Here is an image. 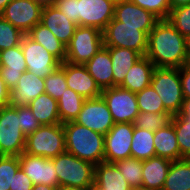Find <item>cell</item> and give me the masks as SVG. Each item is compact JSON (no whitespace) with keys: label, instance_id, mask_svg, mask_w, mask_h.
Returning <instances> with one entry per match:
<instances>
[{"label":"cell","instance_id":"277c9868","mask_svg":"<svg viewBox=\"0 0 190 190\" xmlns=\"http://www.w3.org/2000/svg\"><path fill=\"white\" fill-rule=\"evenodd\" d=\"M66 151L63 124L42 125L26 136L24 152L32 156L52 159Z\"/></svg>","mask_w":190,"mask_h":190},{"label":"cell","instance_id":"7a4b0ae2","mask_svg":"<svg viewBox=\"0 0 190 190\" xmlns=\"http://www.w3.org/2000/svg\"><path fill=\"white\" fill-rule=\"evenodd\" d=\"M66 152L97 165L104 161V135L83 125L69 121L63 123Z\"/></svg>","mask_w":190,"mask_h":190},{"label":"cell","instance_id":"ab89813d","mask_svg":"<svg viewBox=\"0 0 190 190\" xmlns=\"http://www.w3.org/2000/svg\"><path fill=\"white\" fill-rule=\"evenodd\" d=\"M141 8L153 13L160 20H166L171 6L169 0H131Z\"/></svg>","mask_w":190,"mask_h":190},{"label":"cell","instance_id":"9c48e42d","mask_svg":"<svg viewBox=\"0 0 190 190\" xmlns=\"http://www.w3.org/2000/svg\"><path fill=\"white\" fill-rule=\"evenodd\" d=\"M101 96L107 103L114 123H134L139 114L135 93L115 86L103 89Z\"/></svg>","mask_w":190,"mask_h":190},{"label":"cell","instance_id":"d6a6232c","mask_svg":"<svg viewBox=\"0 0 190 190\" xmlns=\"http://www.w3.org/2000/svg\"><path fill=\"white\" fill-rule=\"evenodd\" d=\"M139 112L146 113H169L155 90L148 86L142 91L135 93Z\"/></svg>","mask_w":190,"mask_h":190},{"label":"cell","instance_id":"7dc6e473","mask_svg":"<svg viewBox=\"0 0 190 190\" xmlns=\"http://www.w3.org/2000/svg\"><path fill=\"white\" fill-rule=\"evenodd\" d=\"M171 9L190 4V0H169Z\"/></svg>","mask_w":190,"mask_h":190},{"label":"cell","instance_id":"603a6c76","mask_svg":"<svg viewBox=\"0 0 190 190\" xmlns=\"http://www.w3.org/2000/svg\"><path fill=\"white\" fill-rule=\"evenodd\" d=\"M95 190H133L114 163L101 162L95 165Z\"/></svg>","mask_w":190,"mask_h":190},{"label":"cell","instance_id":"ffe728a7","mask_svg":"<svg viewBox=\"0 0 190 190\" xmlns=\"http://www.w3.org/2000/svg\"><path fill=\"white\" fill-rule=\"evenodd\" d=\"M40 23L50 29L65 46L70 43L77 27V24L68 20L55 5L43 8Z\"/></svg>","mask_w":190,"mask_h":190},{"label":"cell","instance_id":"8992f818","mask_svg":"<svg viewBox=\"0 0 190 190\" xmlns=\"http://www.w3.org/2000/svg\"><path fill=\"white\" fill-rule=\"evenodd\" d=\"M103 43L106 47L128 48L145 56L148 48V34L141 26L123 25L113 18L102 31Z\"/></svg>","mask_w":190,"mask_h":190},{"label":"cell","instance_id":"db71d44e","mask_svg":"<svg viewBox=\"0 0 190 190\" xmlns=\"http://www.w3.org/2000/svg\"><path fill=\"white\" fill-rule=\"evenodd\" d=\"M187 44H188V54L190 57V37L187 39Z\"/></svg>","mask_w":190,"mask_h":190},{"label":"cell","instance_id":"ee69618b","mask_svg":"<svg viewBox=\"0 0 190 190\" xmlns=\"http://www.w3.org/2000/svg\"><path fill=\"white\" fill-rule=\"evenodd\" d=\"M183 97L190 98V62L179 68Z\"/></svg>","mask_w":190,"mask_h":190},{"label":"cell","instance_id":"e0dca14e","mask_svg":"<svg viewBox=\"0 0 190 190\" xmlns=\"http://www.w3.org/2000/svg\"><path fill=\"white\" fill-rule=\"evenodd\" d=\"M114 18L123 22V25L141 26L147 34L160 21L153 13L141 8L131 0L115 5Z\"/></svg>","mask_w":190,"mask_h":190},{"label":"cell","instance_id":"f6af8a7d","mask_svg":"<svg viewBox=\"0 0 190 190\" xmlns=\"http://www.w3.org/2000/svg\"><path fill=\"white\" fill-rule=\"evenodd\" d=\"M10 90L0 77V109L10 104Z\"/></svg>","mask_w":190,"mask_h":190},{"label":"cell","instance_id":"f5cc1de1","mask_svg":"<svg viewBox=\"0 0 190 190\" xmlns=\"http://www.w3.org/2000/svg\"><path fill=\"white\" fill-rule=\"evenodd\" d=\"M108 1L112 2L114 5H117L127 0H108Z\"/></svg>","mask_w":190,"mask_h":190},{"label":"cell","instance_id":"2e32d148","mask_svg":"<svg viewBox=\"0 0 190 190\" xmlns=\"http://www.w3.org/2000/svg\"><path fill=\"white\" fill-rule=\"evenodd\" d=\"M64 69L67 86L84 99L101 96L102 90L96 81L90 76L85 65L72 64L64 61L60 64Z\"/></svg>","mask_w":190,"mask_h":190},{"label":"cell","instance_id":"4316f807","mask_svg":"<svg viewBox=\"0 0 190 190\" xmlns=\"http://www.w3.org/2000/svg\"><path fill=\"white\" fill-rule=\"evenodd\" d=\"M28 107L41 125L60 124L57 100L47 93L40 94L28 104Z\"/></svg>","mask_w":190,"mask_h":190},{"label":"cell","instance_id":"681fc988","mask_svg":"<svg viewBox=\"0 0 190 190\" xmlns=\"http://www.w3.org/2000/svg\"><path fill=\"white\" fill-rule=\"evenodd\" d=\"M32 190H57V187H52L44 184H36Z\"/></svg>","mask_w":190,"mask_h":190},{"label":"cell","instance_id":"1f68e13d","mask_svg":"<svg viewBox=\"0 0 190 190\" xmlns=\"http://www.w3.org/2000/svg\"><path fill=\"white\" fill-rule=\"evenodd\" d=\"M133 190H141L142 160L127 158L114 162Z\"/></svg>","mask_w":190,"mask_h":190},{"label":"cell","instance_id":"836d02e7","mask_svg":"<svg viewBox=\"0 0 190 190\" xmlns=\"http://www.w3.org/2000/svg\"><path fill=\"white\" fill-rule=\"evenodd\" d=\"M171 113H146L139 112L134 121V127L155 132L160 128H165L172 122Z\"/></svg>","mask_w":190,"mask_h":190},{"label":"cell","instance_id":"f907efd6","mask_svg":"<svg viewBox=\"0 0 190 190\" xmlns=\"http://www.w3.org/2000/svg\"><path fill=\"white\" fill-rule=\"evenodd\" d=\"M57 190H91V188H79L74 186L59 185Z\"/></svg>","mask_w":190,"mask_h":190},{"label":"cell","instance_id":"e575fe53","mask_svg":"<svg viewBox=\"0 0 190 190\" xmlns=\"http://www.w3.org/2000/svg\"><path fill=\"white\" fill-rule=\"evenodd\" d=\"M176 132L178 147L180 150V159H190V120L173 115L172 122Z\"/></svg>","mask_w":190,"mask_h":190},{"label":"cell","instance_id":"f35d334b","mask_svg":"<svg viewBox=\"0 0 190 190\" xmlns=\"http://www.w3.org/2000/svg\"><path fill=\"white\" fill-rule=\"evenodd\" d=\"M19 168V156H0V190H10L13 176Z\"/></svg>","mask_w":190,"mask_h":190},{"label":"cell","instance_id":"7bdbcfd3","mask_svg":"<svg viewBox=\"0 0 190 190\" xmlns=\"http://www.w3.org/2000/svg\"><path fill=\"white\" fill-rule=\"evenodd\" d=\"M33 187V182L20 167L13 176L12 187H10V190H32Z\"/></svg>","mask_w":190,"mask_h":190},{"label":"cell","instance_id":"8d00e7d4","mask_svg":"<svg viewBox=\"0 0 190 190\" xmlns=\"http://www.w3.org/2000/svg\"><path fill=\"white\" fill-rule=\"evenodd\" d=\"M24 35L0 15V51L20 45Z\"/></svg>","mask_w":190,"mask_h":190},{"label":"cell","instance_id":"816d5d0a","mask_svg":"<svg viewBox=\"0 0 190 190\" xmlns=\"http://www.w3.org/2000/svg\"><path fill=\"white\" fill-rule=\"evenodd\" d=\"M11 0H0V14Z\"/></svg>","mask_w":190,"mask_h":190},{"label":"cell","instance_id":"ba28073f","mask_svg":"<svg viewBox=\"0 0 190 190\" xmlns=\"http://www.w3.org/2000/svg\"><path fill=\"white\" fill-rule=\"evenodd\" d=\"M103 46L102 31L94 27L77 26L66 46L65 61L85 65Z\"/></svg>","mask_w":190,"mask_h":190},{"label":"cell","instance_id":"9a60e30c","mask_svg":"<svg viewBox=\"0 0 190 190\" xmlns=\"http://www.w3.org/2000/svg\"><path fill=\"white\" fill-rule=\"evenodd\" d=\"M19 161L20 167L34 185L44 184L52 187L59 186L58 175L52 159L32 156L23 152L19 156Z\"/></svg>","mask_w":190,"mask_h":190},{"label":"cell","instance_id":"c3c4849f","mask_svg":"<svg viewBox=\"0 0 190 190\" xmlns=\"http://www.w3.org/2000/svg\"><path fill=\"white\" fill-rule=\"evenodd\" d=\"M37 5L42 8L54 5L55 0H33Z\"/></svg>","mask_w":190,"mask_h":190},{"label":"cell","instance_id":"7c38bea8","mask_svg":"<svg viewBox=\"0 0 190 190\" xmlns=\"http://www.w3.org/2000/svg\"><path fill=\"white\" fill-rule=\"evenodd\" d=\"M133 123H115L113 128L104 135V161H116L131 158L133 139Z\"/></svg>","mask_w":190,"mask_h":190},{"label":"cell","instance_id":"cb8c5ba5","mask_svg":"<svg viewBox=\"0 0 190 190\" xmlns=\"http://www.w3.org/2000/svg\"><path fill=\"white\" fill-rule=\"evenodd\" d=\"M154 69V64L146 56H142L130 68L120 87L133 93L142 91L150 86Z\"/></svg>","mask_w":190,"mask_h":190},{"label":"cell","instance_id":"6da1fadb","mask_svg":"<svg viewBox=\"0 0 190 190\" xmlns=\"http://www.w3.org/2000/svg\"><path fill=\"white\" fill-rule=\"evenodd\" d=\"M145 56L155 67L181 68L190 62L187 38L167 20H160L148 34Z\"/></svg>","mask_w":190,"mask_h":190},{"label":"cell","instance_id":"ac0fdd59","mask_svg":"<svg viewBox=\"0 0 190 190\" xmlns=\"http://www.w3.org/2000/svg\"><path fill=\"white\" fill-rule=\"evenodd\" d=\"M1 69L0 77L7 88L12 91L22 76L27 71L21 45L0 51Z\"/></svg>","mask_w":190,"mask_h":190},{"label":"cell","instance_id":"f546056e","mask_svg":"<svg viewBox=\"0 0 190 190\" xmlns=\"http://www.w3.org/2000/svg\"><path fill=\"white\" fill-rule=\"evenodd\" d=\"M155 156L154 132L134 127L131 157L143 161Z\"/></svg>","mask_w":190,"mask_h":190},{"label":"cell","instance_id":"7402d4cb","mask_svg":"<svg viewBox=\"0 0 190 190\" xmlns=\"http://www.w3.org/2000/svg\"><path fill=\"white\" fill-rule=\"evenodd\" d=\"M85 66L101 90L113 87V66L108 47H101Z\"/></svg>","mask_w":190,"mask_h":190},{"label":"cell","instance_id":"60d3db41","mask_svg":"<svg viewBox=\"0 0 190 190\" xmlns=\"http://www.w3.org/2000/svg\"><path fill=\"white\" fill-rule=\"evenodd\" d=\"M18 117L20 128L25 136H28L42 126L28 106H18Z\"/></svg>","mask_w":190,"mask_h":190},{"label":"cell","instance_id":"d590c367","mask_svg":"<svg viewBox=\"0 0 190 190\" xmlns=\"http://www.w3.org/2000/svg\"><path fill=\"white\" fill-rule=\"evenodd\" d=\"M44 81L45 93L57 101L65 93L66 89H68L65 72L61 66L45 77Z\"/></svg>","mask_w":190,"mask_h":190},{"label":"cell","instance_id":"b9f144b4","mask_svg":"<svg viewBox=\"0 0 190 190\" xmlns=\"http://www.w3.org/2000/svg\"><path fill=\"white\" fill-rule=\"evenodd\" d=\"M54 5L68 20L73 21L79 26L78 0H55Z\"/></svg>","mask_w":190,"mask_h":190},{"label":"cell","instance_id":"8fae6325","mask_svg":"<svg viewBox=\"0 0 190 190\" xmlns=\"http://www.w3.org/2000/svg\"><path fill=\"white\" fill-rule=\"evenodd\" d=\"M27 70L32 74L45 78L56 70L61 62L49 53L41 44L35 42L27 34L21 41Z\"/></svg>","mask_w":190,"mask_h":190},{"label":"cell","instance_id":"5b68a950","mask_svg":"<svg viewBox=\"0 0 190 190\" xmlns=\"http://www.w3.org/2000/svg\"><path fill=\"white\" fill-rule=\"evenodd\" d=\"M150 86L161 98L164 108L177 115L184 101L179 68L155 67Z\"/></svg>","mask_w":190,"mask_h":190},{"label":"cell","instance_id":"74e56055","mask_svg":"<svg viewBox=\"0 0 190 190\" xmlns=\"http://www.w3.org/2000/svg\"><path fill=\"white\" fill-rule=\"evenodd\" d=\"M182 36L190 37V4L171 9L166 19Z\"/></svg>","mask_w":190,"mask_h":190},{"label":"cell","instance_id":"83f0119b","mask_svg":"<svg viewBox=\"0 0 190 190\" xmlns=\"http://www.w3.org/2000/svg\"><path fill=\"white\" fill-rule=\"evenodd\" d=\"M27 35L35 42L41 44L49 53L55 56L61 63L66 59V46L41 23L36 24Z\"/></svg>","mask_w":190,"mask_h":190},{"label":"cell","instance_id":"d4e9b609","mask_svg":"<svg viewBox=\"0 0 190 190\" xmlns=\"http://www.w3.org/2000/svg\"><path fill=\"white\" fill-rule=\"evenodd\" d=\"M113 66V87L120 86L133 64L142 56L128 48L108 47Z\"/></svg>","mask_w":190,"mask_h":190},{"label":"cell","instance_id":"44dd1931","mask_svg":"<svg viewBox=\"0 0 190 190\" xmlns=\"http://www.w3.org/2000/svg\"><path fill=\"white\" fill-rule=\"evenodd\" d=\"M171 163L157 156L143 160L141 190H162Z\"/></svg>","mask_w":190,"mask_h":190},{"label":"cell","instance_id":"484cf974","mask_svg":"<svg viewBox=\"0 0 190 190\" xmlns=\"http://www.w3.org/2000/svg\"><path fill=\"white\" fill-rule=\"evenodd\" d=\"M154 147L157 157L170 161L180 160L177 136L172 123L154 132Z\"/></svg>","mask_w":190,"mask_h":190},{"label":"cell","instance_id":"52a82bcc","mask_svg":"<svg viewBox=\"0 0 190 190\" xmlns=\"http://www.w3.org/2000/svg\"><path fill=\"white\" fill-rule=\"evenodd\" d=\"M26 136L20 128L18 105L0 109V156H20L25 149Z\"/></svg>","mask_w":190,"mask_h":190},{"label":"cell","instance_id":"3957f363","mask_svg":"<svg viewBox=\"0 0 190 190\" xmlns=\"http://www.w3.org/2000/svg\"><path fill=\"white\" fill-rule=\"evenodd\" d=\"M59 185L94 188L95 165L64 152L52 158Z\"/></svg>","mask_w":190,"mask_h":190},{"label":"cell","instance_id":"bcb514c9","mask_svg":"<svg viewBox=\"0 0 190 190\" xmlns=\"http://www.w3.org/2000/svg\"><path fill=\"white\" fill-rule=\"evenodd\" d=\"M178 115L182 118H186L190 120V98H185L180 112Z\"/></svg>","mask_w":190,"mask_h":190},{"label":"cell","instance_id":"d6986e66","mask_svg":"<svg viewBox=\"0 0 190 190\" xmlns=\"http://www.w3.org/2000/svg\"><path fill=\"white\" fill-rule=\"evenodd\" d=\"M45 92L44 78L25 71L20 77L17 86L10 92V104L28 106V104Z\"/></svg>","mask_w":190,"mask_h":190},{"label":"cell","instance_id":"4fadbf2b","mask_svg":"<svg viewBox=\"0 0 190 190\" xmlns=\"http://www.w3.org/2000/svg\"><path fill=\"white\" fill-rule=\"evenodd\" d=\"M43 8L33 0H11L0 14L14 27L27 34L40 23Z\"/></svg>","mask_w":190,"mask_h":190},{"label":"cell","instance_id":"f1b7e54d","mask_svg":"<svg viewBox=\"0 0 190 190\" xmlns=\"http://www.w3.org/2000/svg\"><path fill=\"white\" fill-rule=\"evenodd\" d=\"M162 190H190V159L172 161Z\"/></svg>","mask_w":190,"mask_h":190},{"label":"cell","instance_id":"5bb4252c","mask_svg":"<svg viewBox=\"0 0 190 190\" xmlns=\"http://www.w3.org/2000/svg\"><path fill=\"white\" fill-rule=\"evenodd\" d=\"M115 5L108 0H78L79 26L103 31L114 18Z\"/></svg>","mask_w":190,"mask_h":190},{"label":"cell","instance_id":"30bf717a","mask_svg":"<svg viewBox=\"0 0 190 190\" xmlns=\"http://www.w3.org/2000/svg\"><path fill=\"white\" fill-rule=\"evenodd\" d=\"M74 122L103 135H106L115 124L102 96L85 99Z\"/></svg>","mask_w":190,"mask_h":190},{"label":"cell","instance_id":"4dcf8cb0","mask_svg":"<svg viewBox=\"0 0 190 190\" xmlns=\"http://www.w3.org/2000/svg\"><path fill=\"white\" fill-rule=\"evenodd\" d=\"M84 101L85 99L82 96L70 88L66 89L65 93L57 101L60 123L74 121L81 111Z\"/></svg>","mask_w":190,"mask_h":190}]
</instances>
